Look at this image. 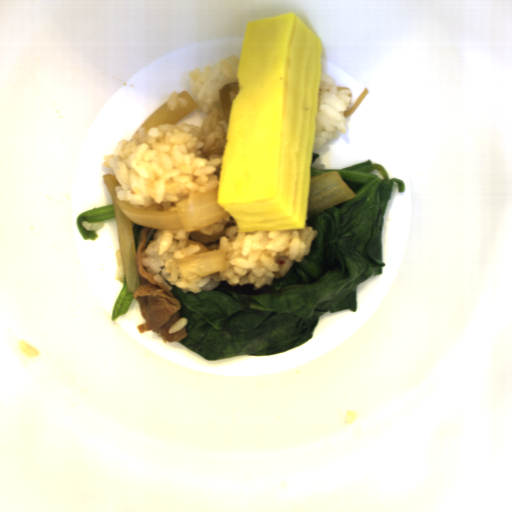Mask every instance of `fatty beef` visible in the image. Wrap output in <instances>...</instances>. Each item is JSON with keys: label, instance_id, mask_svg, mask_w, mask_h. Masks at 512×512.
<instances>
[{"label": "fatty beef", "instance_id": "obj_1", "mask_svg": "<svg viewBox=\"0 0 512 512\" xmlns=\"http://www.w3.org/2000/svg\"><path fill=\"white\" fill-rule=\"evenodd\" d=\"M149 228L141 229L140 241L135 250L139 286L134 290L133 297L139 304V313L144 323L137 326L140 333L154 332L165 343H176L187 336L186 327L173 333H168L172 325L181 319L180 302L174 298L169 287L154 278V272L145 270L141 258L147 247Z\"/></svg>", "mask_w": 512, "mask_h": 512}]
</instances>
